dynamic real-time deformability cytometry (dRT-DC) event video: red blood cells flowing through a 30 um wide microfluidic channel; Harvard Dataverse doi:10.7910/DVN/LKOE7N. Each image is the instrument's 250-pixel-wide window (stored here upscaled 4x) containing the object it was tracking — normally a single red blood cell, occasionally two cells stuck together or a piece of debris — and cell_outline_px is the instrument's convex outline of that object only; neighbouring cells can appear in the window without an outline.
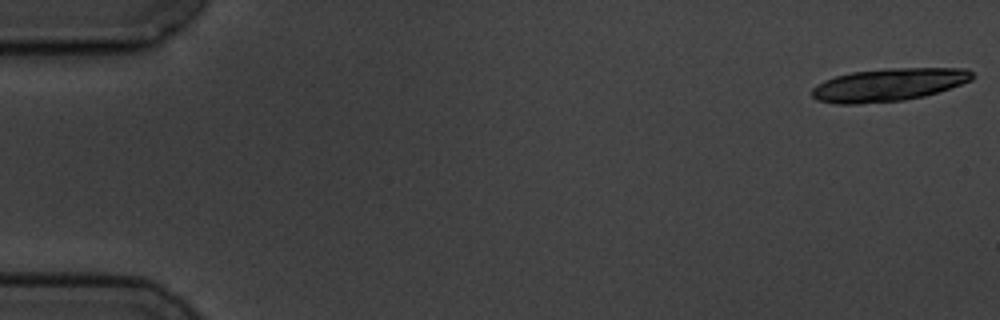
{"species": "common noctule bat (a hibernating species)", "species_latin": "Nyctalus noctula", "temperature_condition": "cold", "stored_images_in_passage": 7, "camera_frame_rate_fps": 3000, "um_per_image_px": 0.085, "animal": {"sex": "male", "body_mass_g": 19.5, "forearm_length_mm": 54.6}, "frame": {"image": 1, "passage_image": 1, "time_ms": 0.0, "image_size_px": [1000, 320], "cell_outline_px": [[976, 76], [972, 80], [924, 96], [904, 100], [856, 104], [836, 104], [816, 100], [812, 96], [812, 88], [816, 84], [824, 80], [836, 76], [852, 72], [884, 68], [968, 68]], "centroid_in_image_um": [75.51, 7.2], "position_along_channel_um": 9.5, "area_um2": 30.75}}
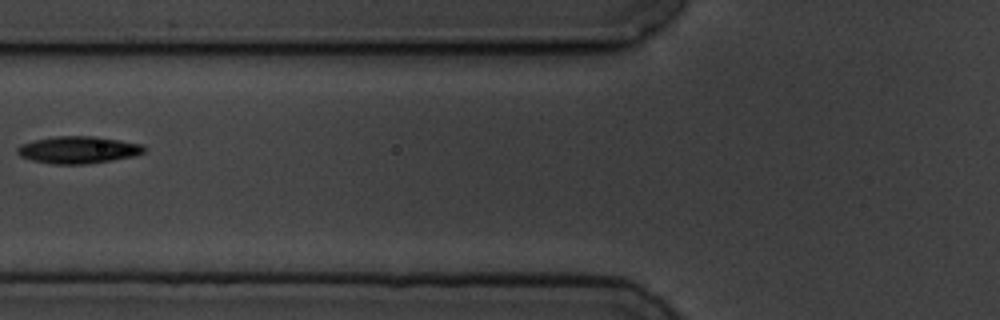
{"frame": {"image": 2, "passage_image": 7, "time_ms": 7.333, "image_size_px": [1000, 320], "cell_outline_px": [[148, 148], [144, 152], [132, 156], [112, 160], [84, 164], [52, 164], [32, 160], [20, 156], [16, 152], [16, 148], [20, 144], [52, 136], [96, 136], [120, 140], [140, 144]], "centroid_in_image_um": [6.63, 12.73], "position_along_channel_um": 119.2, "area_um2": 20.06}}